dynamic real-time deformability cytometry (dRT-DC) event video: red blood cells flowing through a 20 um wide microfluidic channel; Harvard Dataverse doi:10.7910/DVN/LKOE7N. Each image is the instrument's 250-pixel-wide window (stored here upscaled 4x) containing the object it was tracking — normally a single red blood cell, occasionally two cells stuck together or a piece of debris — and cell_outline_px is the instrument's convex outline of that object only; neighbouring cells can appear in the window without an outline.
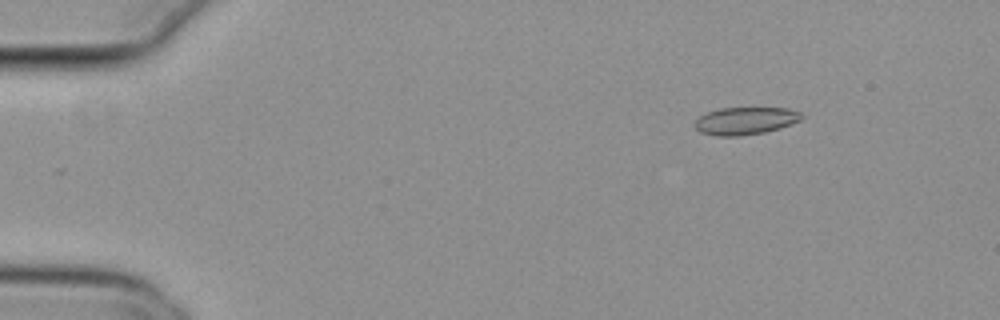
{"species": "common noctule bat (a hibernating species)", "species_latin": "Nyctalus noctula", "temperature_condition": "cold", "stored_images_in_passage": 48, "camera_frame_rate_fps": 3000, "um_per_image_px": 0.085, "animal": {"sex": "female", "body_mass_g": 29.2, "forearm_length_mm": 56.3}, "frame": {"image": 1, "passage_image": 1, "time_ms": 0.0, "image_size_px": [1000, 320], "cell_outline_px": [[804, 116], [800, 120], [780, 128], [764, 132], [740, 136], [716, 136], [700, 132], [692, 124], [700, 116], [708, 112], [720, 108], [788, 108], [800, 112]], "centroid_in_image_um": [63.34, 10.27], "position_along_channel_um": 21.7, "area_um2": 17.11}}
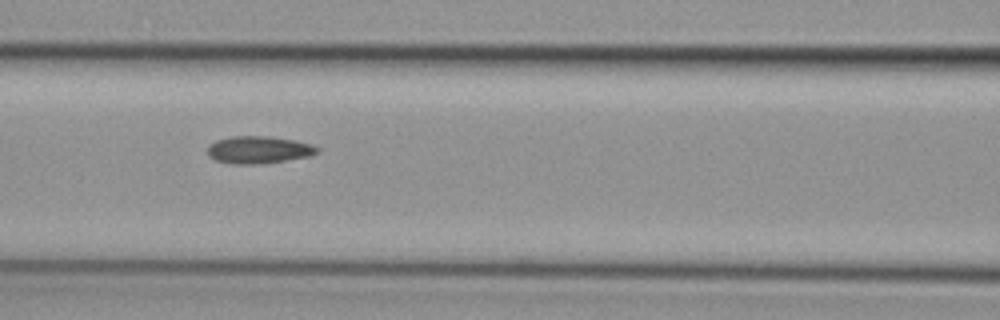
{"frame": {"image": 2, "passage_image": 18, "time_ms": 5.667, "image_size_px": [1000, 320], "cell_outline_px": [[320, 152], [308, 156], [284, 160], [256, 164], [232, 164], [216, 160], [208, 156], [208, 144], [216, 140], [232, 136], [268, 136], [296, 140], [312, 144], [320, 148]], "centroid_in_image_um": [21.98, 12.72], "position_along_channel_um": 144.6, "area_um2": 17.51}}
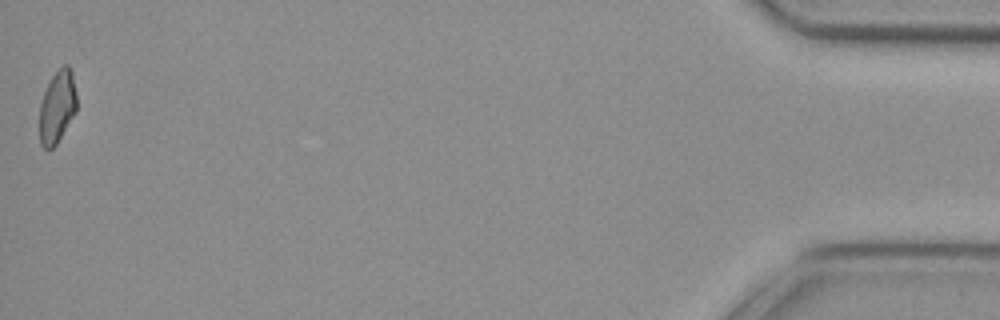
{"frame": {"image": 3, "passage_image": 48, "time_ms": 15.667, "image_size_px": [1000, 320], "cell_outline_px": [[76, 112], [56, 144], [52, 148], [44, 148], [40, 144], [40, 104], [44, 92], [52, 76], [64, 64], [68, 64], [72, 72], [76, 92]], "centroid_in_image_um": [4.87, 9.07], "position_along_channel_um": 430.3, "area_um2": 15.55}, "authors_computed_cell_mechanics": {"area_um2": 16.9643, "velocity_mm_per_s": 3.8251, "shape_relaxation_time_tau1_ms": null, "shape_relaxation_time_tau2_ms": 5.5519, "deformation_change_tau1": null, "deformation_change_tau2": 0.1092}}